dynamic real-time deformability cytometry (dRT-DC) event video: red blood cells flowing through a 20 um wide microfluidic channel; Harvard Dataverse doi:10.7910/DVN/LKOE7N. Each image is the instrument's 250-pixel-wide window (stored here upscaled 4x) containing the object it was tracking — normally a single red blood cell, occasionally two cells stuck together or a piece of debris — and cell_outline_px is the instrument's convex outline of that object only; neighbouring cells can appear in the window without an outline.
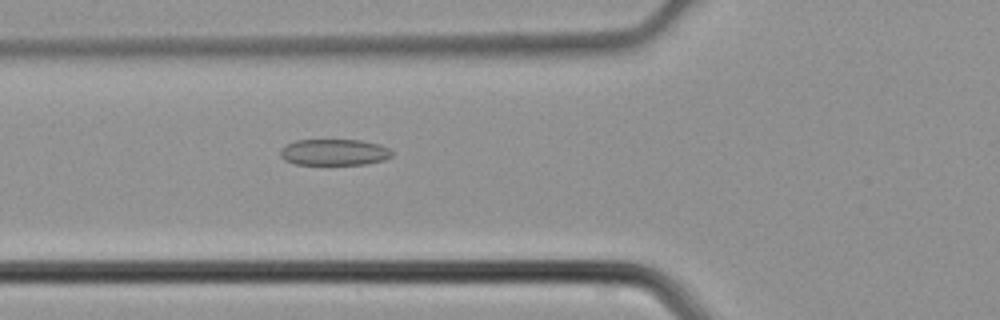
{"species": "common noctule bat (a hibernating species)", "species_latin": "Nyctalus noctula", "temperature_condition": "cold", "stored_images_in_passage": 32, "camera_frame_rate_fps": 3000, "um_per_image_px": 0.085, "animal": {"sex": "male", "body_mass_g": 21.5, "forearm_length_mm": 52.0}, "frame": {"image": 1, "passage_image": 4, "time_ms": 1.0, "image_size_px": [1000, 320], "cell_outline_px": [[392, 156], [384, 160], [368, 164], [296, 164], [284, 160], [280, 156], [280, 148], [284, 144], [296, 140], [360, 140], [380, 144], [388, 148], [392, 152]], "centroid_in_image_um": [28.38, 12.93], "position_along_channel_um": 97.4, "area_um2": 17.22}}
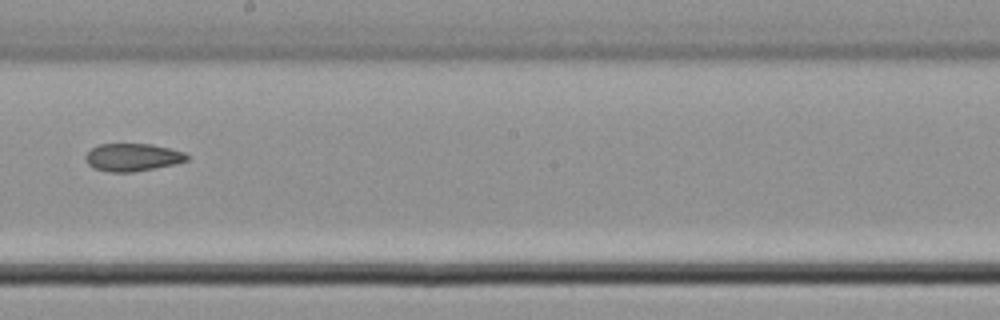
{"frame": {"image": 2, "passage_image": 13, "time_ms": 4.0, "image_size_px": [1000, 320], "cell_outline_px": [[188, 160], [176, 164], [156, 168], [132, 172], [112, 172], [92, 168], [88, 164], [84, 156], [92, 148], [100, 144], [152, 144], [184, 152], [188, 156]], "centroid_in_image_um": [11.26, 13.37], "position_along_channel_um": 236.9, "area_um2": 16.36}}
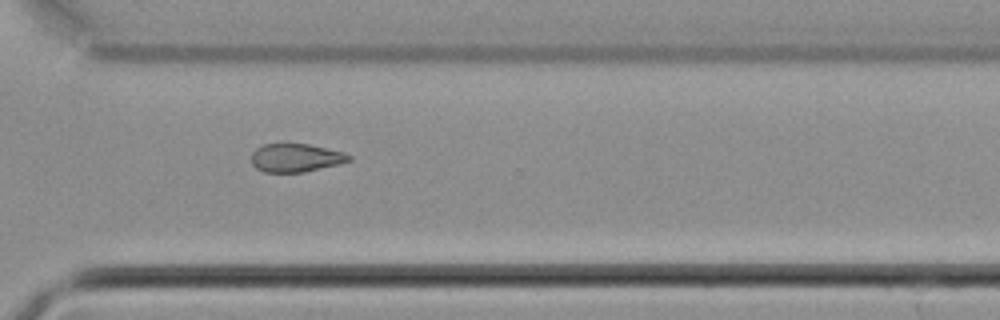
{"frame": {"image": 3, "passage_image": 20, "time_ms": 6.333, "image_size_px": [1000, 320], "cell_outline_px": [[352, 160], [304, 172], [264, 172], [256, 168], [252, 164], [252, 152], [256, 148], [264, 144], [308, 144], [344, 152], [352, 156]], "centroid_in_image_um": [25.13, 13.41], "position_along_channel_um": 345.5, "area_um2": 15.95}}